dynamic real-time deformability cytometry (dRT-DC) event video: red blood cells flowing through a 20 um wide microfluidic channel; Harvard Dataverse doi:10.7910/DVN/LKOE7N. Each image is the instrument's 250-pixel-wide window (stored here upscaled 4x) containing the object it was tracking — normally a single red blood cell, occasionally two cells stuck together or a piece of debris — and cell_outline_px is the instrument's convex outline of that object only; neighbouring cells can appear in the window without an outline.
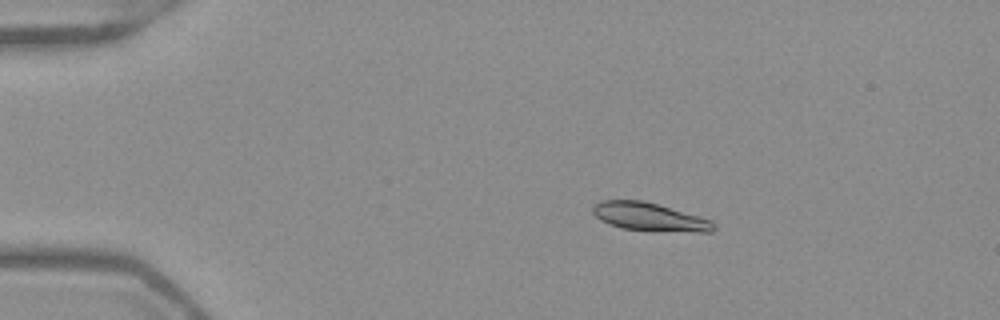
{"species": "Egyptian fruit bat (a non-hibernating species)", "species_latin": "Rousettus aegyptiacus", "temperature_condition": "warm", "stored_images_in_passage": 53, "camera_frame_rate_fps": 3000, "um_per_image_px": 0.085, "frame": {"image": 1, "passage_image": 10, "time_ms": 3.0, "image_size_px": [1000, 320], "cell_outline_px": [[716, 228], [712, 232], [696, 232], [620, 228], [608, 224], [600, 220], [592, 212], [592, 204], [600, 200], [644, 200], [700, 216], [712, 220], [716, 224]], "centroid_in_image_um": [55.2, 18.42], "position_along_channel_um": 29.8, "area_um2": 19.94}}
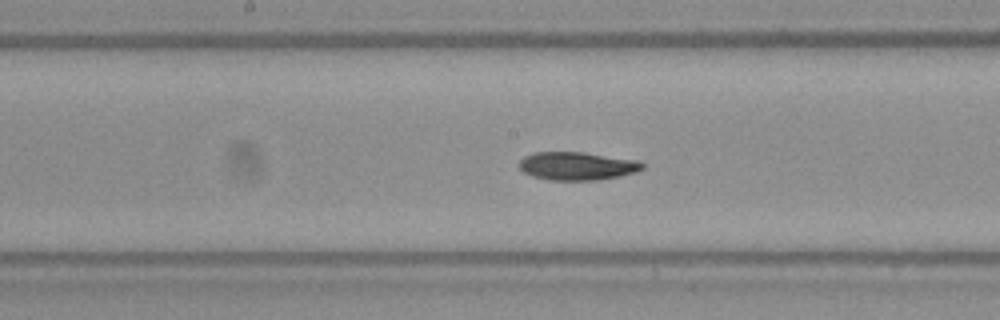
{"frame": {"image": 2, "passage_image": 28, "time_ms": 9.0, "image_size_px": [1000, 320], "cell_outline_px": [[644, 168], [636, 172], [620, 176], [600, 180], [548, 180], [532, 176], [524, 172], [516, 164], [524, 156], [532, 152], [584, 152], [640, 160], [644, 164]], "centroid_in_image_um": [49.06, 14.1], "position_along_channel_um": 199.1, "area_um2": 20.58}}
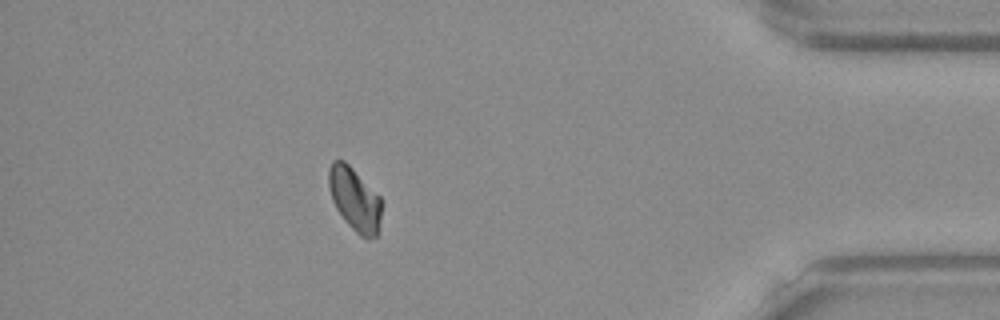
{"frame": {"image": 3, "passage_image": 47, "time_ms": 15.333, "image_size_px": [1000, 320], "cell_outline_px": [[380, 220], [376, 236], [360, 236], [344, 220], [336, 208], [332, 200], [328, 188], [328, 168], [332, 160], [344, 160], [380, 196]], "centroid_in_image_um": [30.1, 16.89], "position_along_channel_um": 405.1, "area_um2": 19.19}, "authors_computed_cell_mechanics": {"area_um2": 20.23, "velocity_mm_per_s": 3.9167, "shape_relaxation_time_tau1_ms": 5.6399, "shape_relaxation_time_tau2_ms": 2.2289, "deformation_change_tau1": 0.1559, "deformation_change_tau2": 0.0471}}